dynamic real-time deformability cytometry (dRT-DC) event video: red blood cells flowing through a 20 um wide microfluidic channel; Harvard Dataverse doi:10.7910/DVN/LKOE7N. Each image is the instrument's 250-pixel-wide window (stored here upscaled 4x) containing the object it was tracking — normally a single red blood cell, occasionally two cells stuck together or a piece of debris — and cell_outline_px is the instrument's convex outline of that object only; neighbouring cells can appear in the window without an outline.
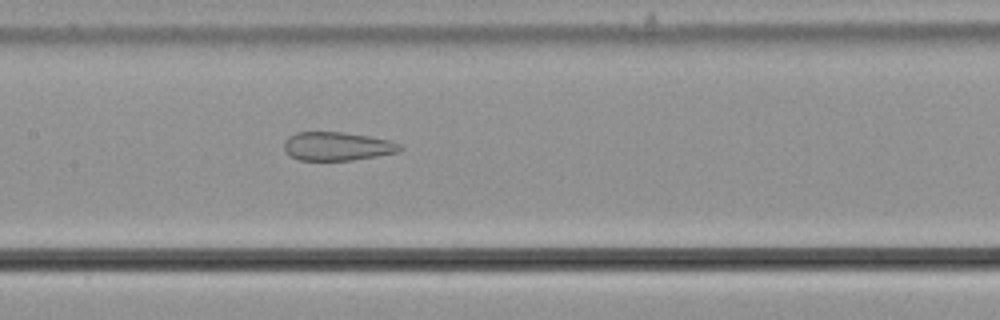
{"species": "common noctule bat (a hibernating species)", "species_latin": "Nyctalus noctula", "temperature_condition": "cold", "stored_images_in_passage": 56, "camera_frame_rate_fps": 3000, "um_per_image_px": 0.085, "animal": {"sex": "male", "body_mass_g": 21.5, "forearm_length_mm": 52.0}, "frame": {"image": 1, "passage_image": 27, "time_ms": 8.667, "image_size_px": [1000, 320], "cell_outline_px": [[404, 148], [396, 152], [376, 156], [352, 160], [300, 160], [292, 156], [284, 148], [284, 140], [288, 136], [296, 132], [344, 132], [368, 136], [388, 140], [400, 144]], "centroid_in_image_um": [28.65, 12.42], "position_along_channel_um": 178.8, "area_um2": 19.13}}
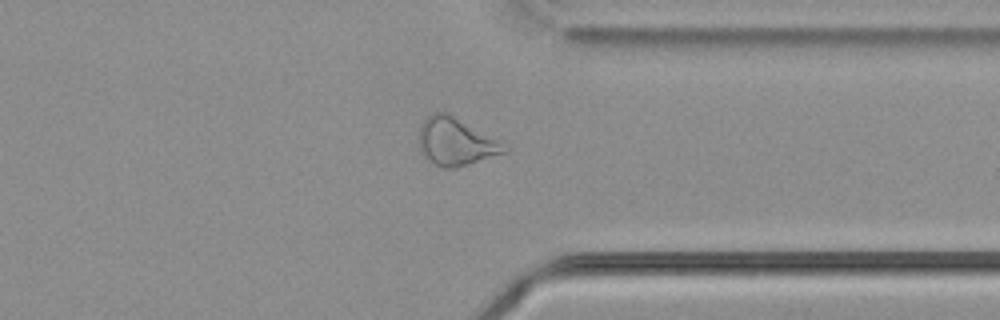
{"frame": {"image": 2, "passage_image": 43, "time_ms": 14.0, "image_size_px": [1000, 320], "cell_outline_px": [[508, 148], [504, 152], [456, 168], [444, 168], [436, 164], [424, 156], [420, 152], [420, 124], [432, 112], [444, 112], [500, 140]], "centroid_in_image_um": [38.72, 12.05], "position_along_channel_um": 372.7, "area_um2": 23.06}}
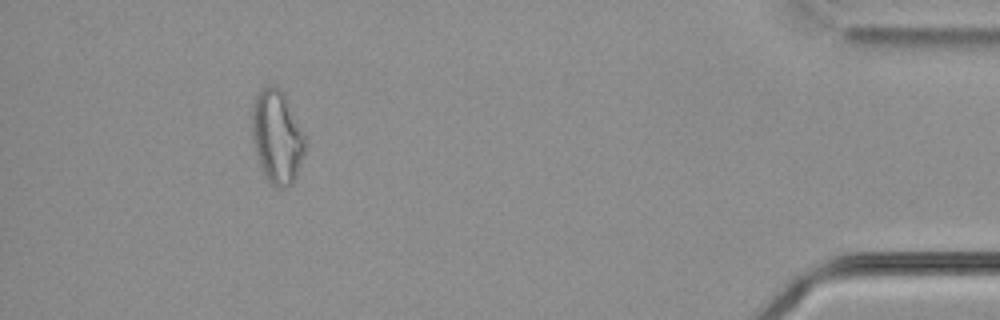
{"frame": {"image": 3, "passage_image": 51, "time_ms": 16.667, "image_size_px": [1000, 320], "cell_outline_px": [[304, 152], [296, 176], [292, 184], [284, 188], [276, 188], [268, 180], [260, 168], [252, 140], [252, 104], [260, 88], [268, 84], [272, 84], [284, 92], [304, 132]], "centroid_in_image_um": [23.52, 11.6], "position_along_channel_um": 411.7, "area_um2": 29.13}, "authors_computed_cell_mechanics": {"area_um2": 26.3279, "velocity_mm_per_s": 3.6779, "shape_relaxation_time_tau1_ms": null, "shape_relaxation_time_tau2_ms": 2.0225, "deformation_change_tau1": null, "deformation_change_tau2": 0.0891}}